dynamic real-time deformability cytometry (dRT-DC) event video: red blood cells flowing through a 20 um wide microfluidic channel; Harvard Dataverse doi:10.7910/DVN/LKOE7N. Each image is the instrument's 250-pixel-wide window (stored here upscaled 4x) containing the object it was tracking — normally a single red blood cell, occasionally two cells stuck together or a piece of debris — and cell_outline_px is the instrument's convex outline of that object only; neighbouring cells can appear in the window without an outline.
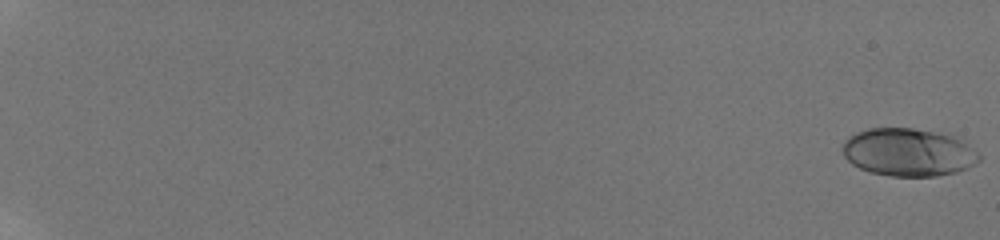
{"species": "human", "species_latin": "Homo sapiens", "temperature_condition": "room temperature", "stored_images_in_passage": 58, "camera_frame_rate_fps": 3000, "um_per_image_px": 0.085, "donor": {"sex": "male"}, "frame": {"image": 1, "passage_image": 1, "time_ms": 0.0, "image_size_px": [1000, 240], "cell_outline_px": [[980, 160], [968, 168], [956, 172], [936, 176], [892, 176], [868, 172], [852, 164], [844, 156], [844, 140], [848, 136], [856, 132], [868, 128], [912, 128], [952, 136], [960, 140], [972, 148], [980, 156]], "centroid_in_image_um": [77.18, 12.95], "position_along_channel_um": 7.8, "area_um2": 37.8}}
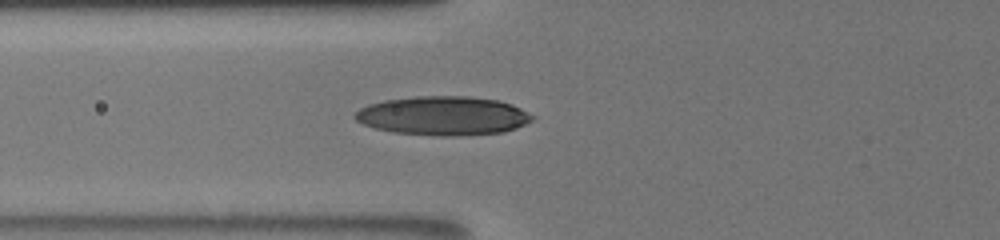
{"frame": {"image": 2, "passage_image": 27, "time_ms": 8.667, "image_size_px": [1000, 240], "cell_outline_px": [[536, 116], [532, 120], [516, 128], [504, 132], [456, 136], [440, 136], [392, 132], [376, 128], [364, 124], [356, 120], [352, 116], [360, 108], [368, 104], [384, 100], [416, 96], [468, 96], [496, 100], [512, 104]], "centroid_in_image_um": [37.66, 9.84], "position_along_channel_um": 88.1, "area_um2": 40.29}}
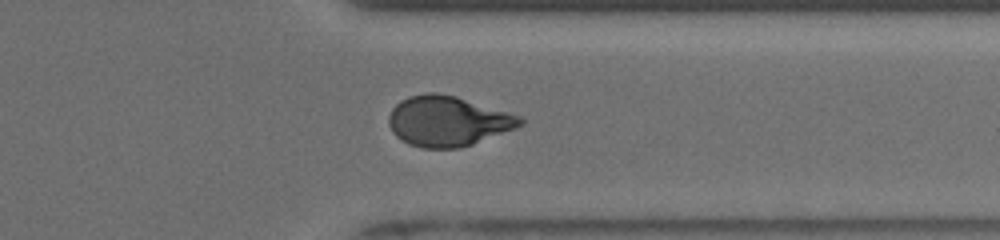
{"frame": {"image": 3, "passage_image": 49, "time_ms": 16.0, "image_size_px": [1000, 240], "cell_outline_px": [[524, 124], [516, 128], [472, 144], [460, 148], [424, 148], [408, 144], [400, 140], [392, 132], [388, 124], [388, 116], [392, 108], [400, 100], [408, 96], [424, 92], [436, 92], [456, 96], [520, 116], [524, 120]], "centroid_in_image_um": [38.02, 10.29], "position_along_channel_um": 373.4, "area_um2": 38.55}, "authors_computed_cell_mechanics": {"area_um2": 37.57, "velocity_mm_per_s": 3.8889, "shape_relaxation_time_tau1_ms": 5.8153, "shape_relaxation_time_tau2_ms": 1.1784, "deformation_change_tau1": 0.194, "deformation_change_tau2": 0.0654}}